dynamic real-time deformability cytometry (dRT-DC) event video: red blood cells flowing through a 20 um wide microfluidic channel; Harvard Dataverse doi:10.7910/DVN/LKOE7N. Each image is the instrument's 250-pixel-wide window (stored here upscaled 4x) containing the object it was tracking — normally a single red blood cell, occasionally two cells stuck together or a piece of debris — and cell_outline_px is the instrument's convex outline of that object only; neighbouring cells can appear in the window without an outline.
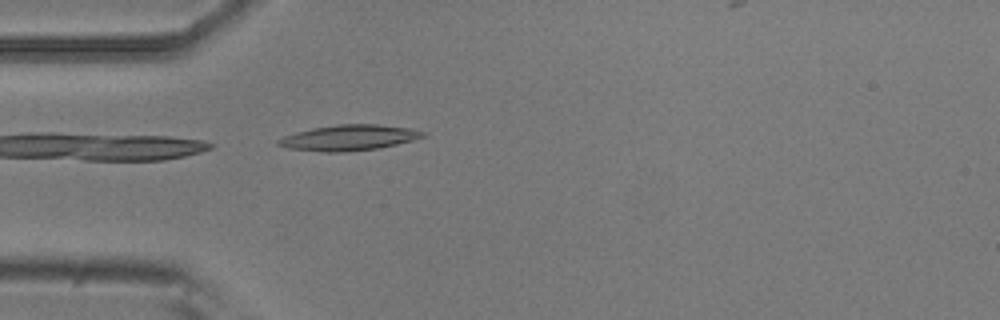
{"species": "common noctule bat (a hibernating species)", "species_latin": "Nyctalus noctula", "temperature_condition": "room temperature", "stored_images_in_passage": 2, "camera_frame_rate_fps": 3000, "um_per_image_px": 0.085, "animal": {"sex": "male", "body_mass_g": 20.5, "forearm_length_mm": 52.5}, "frame": {"image": 1, "passage_image": 2, "time_ms": 0.333, "image_size_px": [1000, 320], "cell_outline_px": [[428, 132], [424, 136], [412, 140], [396, 144], [376, 148], [344, 152], [324, 152], [288, 148], [276, 144], [276, 140], [284, 136], [296, 132], [312, 128], [336, 124], [376, 124], [412, 128]], "centroid_in_image_um": [29.65, 11.69], "position_along_channel_um": 55.3, "area_um2": 21.56}}